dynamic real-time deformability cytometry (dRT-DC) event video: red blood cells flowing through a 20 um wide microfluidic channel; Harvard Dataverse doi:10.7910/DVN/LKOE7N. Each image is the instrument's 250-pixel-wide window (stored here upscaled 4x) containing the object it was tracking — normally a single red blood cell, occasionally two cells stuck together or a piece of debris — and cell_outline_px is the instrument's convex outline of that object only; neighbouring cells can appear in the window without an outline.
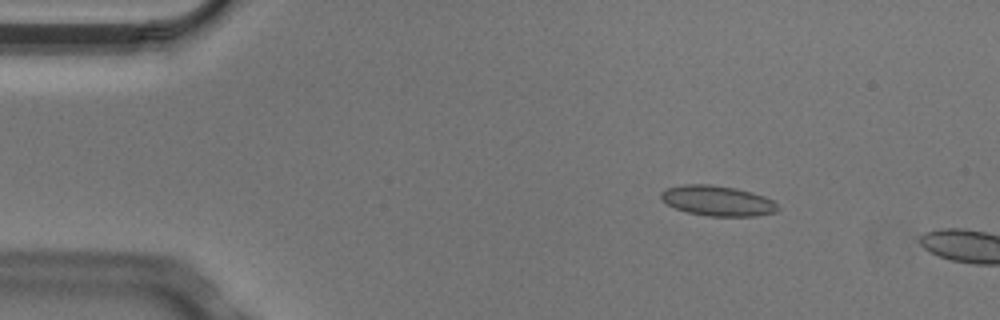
{"species": "Egyptian fruit bat (a non-hibernating species)", "species_latin": "Rousettus aegyptiacus", "temperature_condition": "cold", "stored_images_in_passage": 5, "camera_frame_rate_fps": 3000, "um_per_image_px": 0.085, "animal": {"sex": "male"}, "frame": {"image": 1, "passage_image": 3, "time_ms": 0.667, "image_size_px": [1000, 320], "cell_outline_px": [[780, 208], [776, 212], [756, 216], [708, 216], [688, 212], [676, 208], [668, 204], [660, 196], [660, 192], [668, 188], [684, 184], [712, 184], [736, 188], [752, 192], [764, 196], [772, 200]], "centroid_in_image_um": [61.02, 17.06], "position_along_channel_um": 24.0, "area_um2": 20.52}}